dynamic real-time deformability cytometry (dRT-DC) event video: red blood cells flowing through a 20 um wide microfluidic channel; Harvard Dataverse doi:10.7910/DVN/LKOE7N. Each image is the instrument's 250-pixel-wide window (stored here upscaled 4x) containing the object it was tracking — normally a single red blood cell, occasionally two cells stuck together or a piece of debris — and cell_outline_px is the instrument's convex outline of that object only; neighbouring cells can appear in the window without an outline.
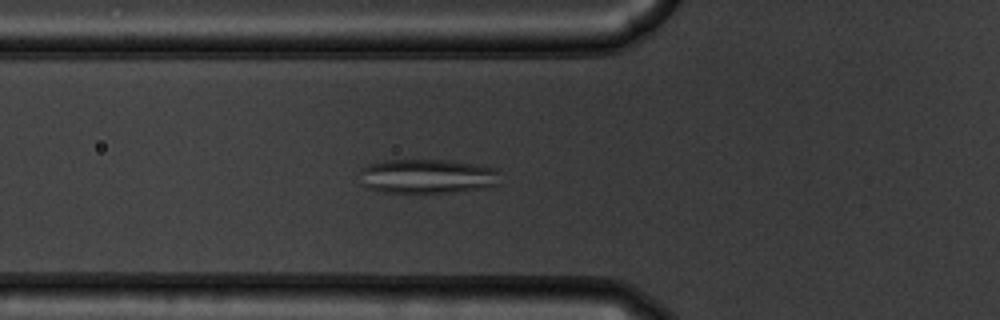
{"species": "common noctule bat (a hibernating species)", "species_latin": "Nyctalus noctula", "temperature_condition": "warm", "stored_images_in_passage": 39, "camera_frame_rate_fps": 3000, "um_per_image_px": 0.085, "animal": {"sex": "male", "body_mass_g": 19.5, "forearm_length_mm": 54.6}, "frame": {"image": 1, "passage_image": 8, "time_ms": 2.333, "image_size_px": [1000, 320], "cell_outline_px": [[500, 184], [484, 188], [456, 192], [380, 192], [368, 188], [364, 184], [360, 172], [360, 168], [368, 164], [384, 160], [448, 160], [480, 164], [496, 168]], "centroid_in_image_um": [36.35, 14.97], "position_along_channel_um": 89.5, "area_um2": 28.32}}
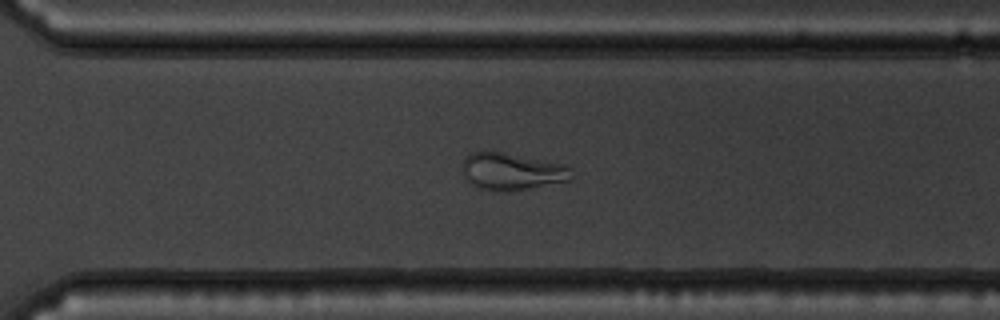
{"frame": {"image": 2, "passage_image": 27, "time_ms": 8.667, "image_size_px": [1000, 320], "cell_outline_px": [[572, 180], [508, 192], [492, 192], [480, 188], [472, 184], [464, 176], [460, 168], [464, 160], [472, 152], [484, 148], [568, 164], [572, 168]], "centroid_in_image_um": [43.51, 14.55], "position_along_channel_um": 327.1, "area_um2": 24.57}}
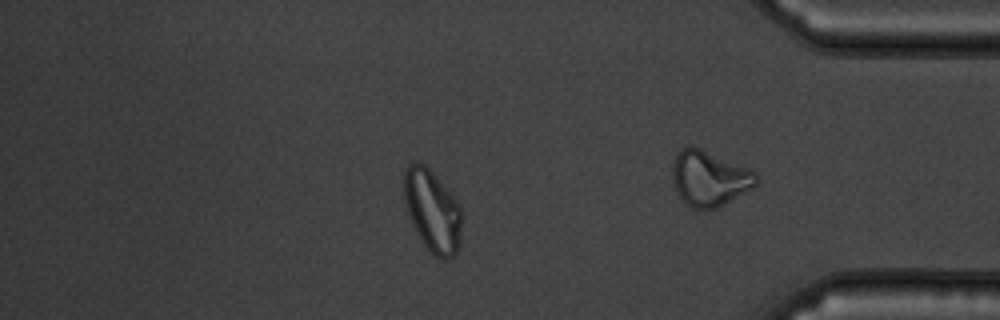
{"frame": {"image": 3, "passage_image": 31, "time_ms": 10.0, "image_size_px": [1000, 320], "cell_outline_px": [[460, 244], [456, 252], [452, 256], [444, 260], [436, 256], [424, 244], [408, 212], [404, 200], [404, 168], [408, 164], [416, 160], [424, 164], [432, 172], [456, 200], [460, 208]], "centroid_in_image_um": [36.73, 17.87], "position_along_channel_um": 398.5, "area_um2": 26.93}, "authors_computed_cell_mechanics": {"area_um2": 26.8192, "velocity_mm_per_s": 3.76, "shape_relaxation_time_tau1_ms": null, "shape_relaxation_time_tau2_ms": 1.1878, "deformation_change_tau1": null, "deformation_change_tau2": 0.0885}}